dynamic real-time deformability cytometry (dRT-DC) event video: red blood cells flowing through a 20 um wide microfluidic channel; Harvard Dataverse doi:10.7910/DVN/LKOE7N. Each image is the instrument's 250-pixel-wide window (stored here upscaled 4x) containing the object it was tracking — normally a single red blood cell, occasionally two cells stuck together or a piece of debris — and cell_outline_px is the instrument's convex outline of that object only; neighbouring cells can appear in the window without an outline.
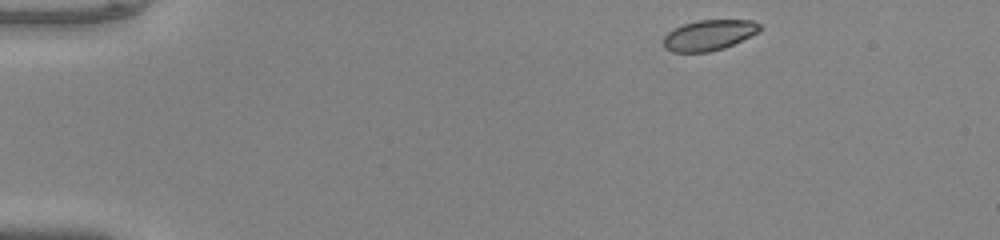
{"species": "common noctule bat (a hibernating species)", "species_latin": "Nyctalus noctula", "temperature_condition": "warm", "stored_images_in_passage": 44, "camera_frame_rate_fps": 3000, "um_per_image_px": 0.085, "animal": {"sex": "male", "body_mass_g": 20.0, "forearm_length_mm": 53.3}, "frame": {"image": 1, "passage_image": 1, "time_ms": 0.0, "image_size_px": [1000, 240], "cell_outline_px": [[764, 28], [760, 32], [724, 48], [708, 52], [672, 52], [664, 48], [664, 36], [672, 28], [696, 20], [752, 20], [760, 24]], "centroid_in_image_um": [60.28, 2.98], "position_along_channel_um": 24.7, "area_um2": 17.34}}
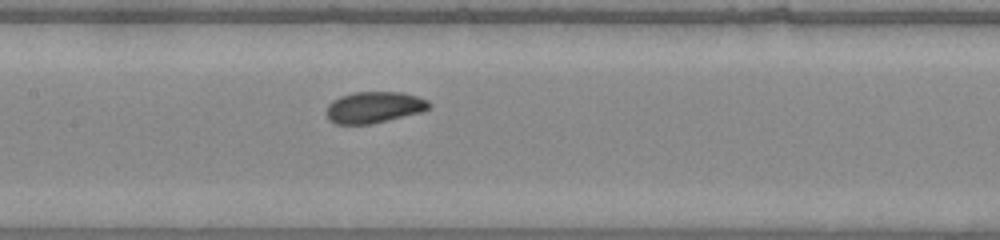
{"frame": {"image": 2, "passage_image": 19, "time_ms": 6.0, "image_size_px": [1000, 240], "cell_outline_px": [[432, 108], [424, 112], [368, 124], [336, 124], [328, 120], [324, 112], [328, 104], [332, 100], [340, 96], [352, 92], [404, 92], [428, 100], [432, 104]], "centroid_in_image_um": [31.8, 9.12], "position_along_channel_um": 175.6, "area_um2": 19.13}}
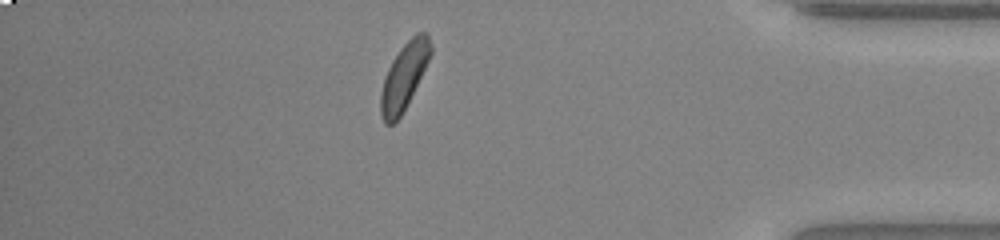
{"frame": {"image": 3, "passage_image": 38, "time_ms": 12.333, "image_size_px": [1000, 240], "cell_outline_px": [[432, 52], [400, 116], [392, 124], [384, 124], [380, 112], [380, 92], [384, 76], [392, 60], [400, 48], [416, 32], [428, 32], [432, 48]], "centroid_in_image_um": [34.32, 6.45], "position_along_channel_um": 400.9, "area_um2": 18.9}, "authors_computed_cell_mechanics": {"area_um2": 18.6694, "velocity_mm_per_s": 4.0711, "shape_relaxation_time_tau1_ms": 2.4285, "shape_relaxation_time_tau2_ms": null, "deformation_change_tau1": 0.0827, "deformation_change_tau2": null}}